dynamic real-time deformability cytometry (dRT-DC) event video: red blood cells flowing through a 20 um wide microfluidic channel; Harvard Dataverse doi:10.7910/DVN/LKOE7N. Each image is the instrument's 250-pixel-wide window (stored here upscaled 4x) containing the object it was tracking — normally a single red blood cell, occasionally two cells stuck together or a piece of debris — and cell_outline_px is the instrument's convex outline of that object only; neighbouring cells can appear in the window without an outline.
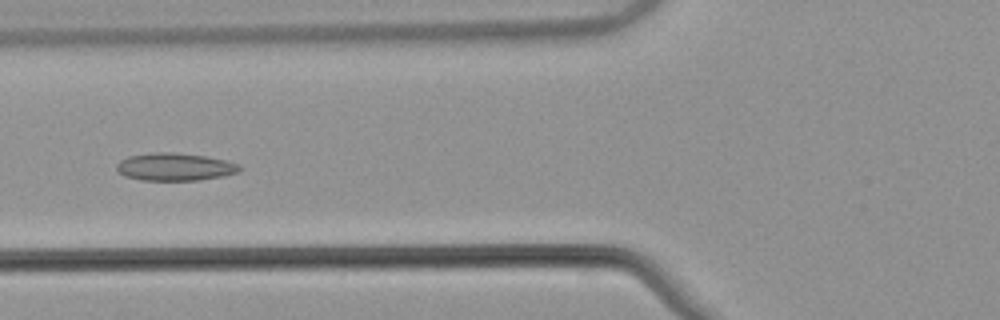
{"species": "common noctule bat (a hibernating species)", "species_latin": "Nyctalus noctula", "temperature_condition": "warm", "stored_images_in_passage": 38, "camera_frame_rate_fps": 3000, "um_per_image_px": 0.085, "animal": {"sex": "male", "body_mass_g": 21.5, "forearm_length_mm": 52.0}, "frame": {"image": 1, "passage_image": 6, "time_ms": 1.667, "image_size_px": [1000, 320], "cell_outline_px": [[240, 168], [236, 172], [220, 176], [200, 180], [140, 180], [124, 176], [116, 168], [116, 164], [120, 160], [128, 156], [156, 152], [172, 152], [204, 156], [224, 160], [240, 164]], "centroid_in_image_um": [14.81, 14.18], "position_along_channel_um": 111.0, "area_um2": 19.59}}
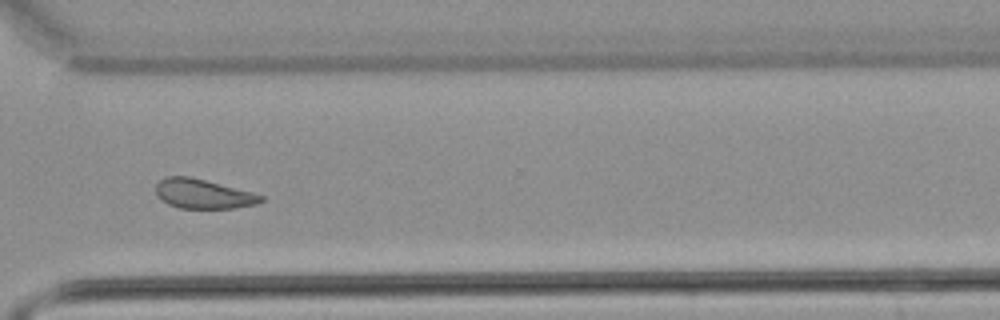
{"frame": {"image": 2, "passage_image": 25, "time_ms": 8.0, "image_size_px": [1000, 320], "cell_outline_px": [[264, 200], [256, 204], [236, 208], [180, 208], [168, 204], [156, 192], [156, 184], [160, 180], [168, 176], [188, 176], [252, 192], [264, 196]], "centroid_in_image_um": [17.29, 16.48], "position_along_channel_um": 353.3, "area_um2": 17.74}}
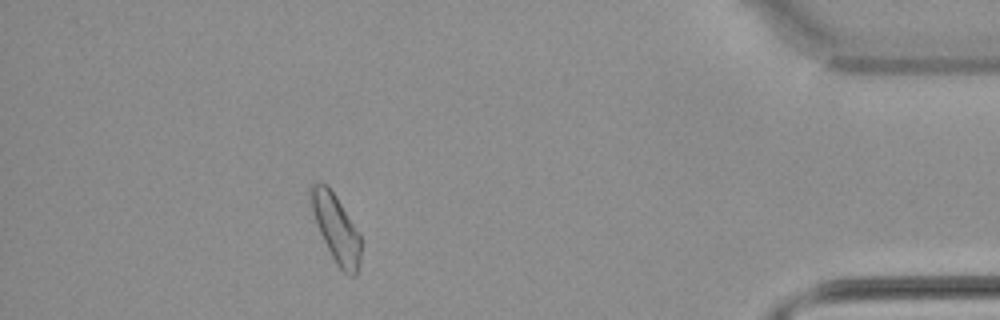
{"frame": {"image": 3, "passage_image": 33, "time_ms": 10.667, "image_size_px": [1000, 320], "cell_outline_px": [[360, 260], [356, 276], [348, 276], [336, 264], [320, 232], [312, 212], [308, 196], [308, 192], [312, 184], [316, 180], [324, 184], [336, 196], [360, 232]], "centroid_in_image_um": [28.56, 19.39], "position_along_channel_um": 406.6, "area_um2": 19.71}, "authors_computed_cell_mechanics": {"area_um2": 18.8428, "velocity_mm_per_s": 3.8229, "shape_relaxation_time_tau1_ms": null, "shape_relaxation_time_tau2_ms": 4.5316, "deformation_change_tau1": null, "deformation_change_tau2": 0.1016}}